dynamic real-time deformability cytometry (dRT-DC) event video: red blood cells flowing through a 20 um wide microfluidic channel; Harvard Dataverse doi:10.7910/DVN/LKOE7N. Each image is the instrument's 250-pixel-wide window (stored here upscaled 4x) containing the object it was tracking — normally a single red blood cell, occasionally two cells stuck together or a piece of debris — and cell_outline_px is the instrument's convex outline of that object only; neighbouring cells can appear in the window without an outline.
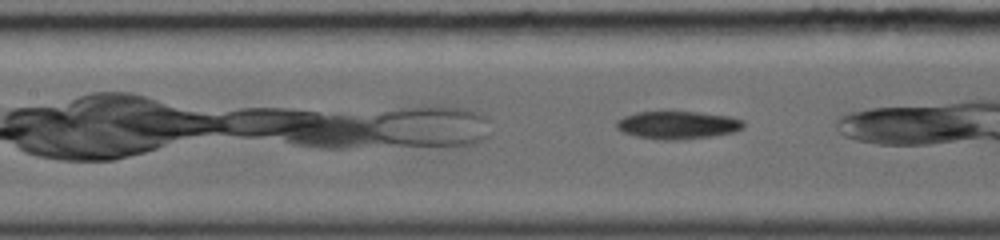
{"species": "common noctule bat (a hibernating species)", "species_latin": "Nyctalus noctula", "temperature_condition": "warm", "stored_images_in_passage": 24, "camera_frame_rate_fps": 5000, "um_per_image_px": 0.085, "animal": {"sex": "female", "body_mass_g": 19.0, "forearm_length_mm": 56.7}, "frame": {"image": 1, "passage_image": 8, "time_ms": 1.8, "image_size_px": [1000, 240], "cell_outline_px": [[744, 124], [740, 128], [732, 132], [712, 136], [676, 140], [664, 140], [636, 136], [624, 132], [616, 128], [616, 120], [624, 116], [636, 112], [700, 112], [728, 116], [744, 120]], "centroid_in_image_um": [57.57, 10.62], "position_along_channel_um": 149.8, "area_um2": 20.4}}